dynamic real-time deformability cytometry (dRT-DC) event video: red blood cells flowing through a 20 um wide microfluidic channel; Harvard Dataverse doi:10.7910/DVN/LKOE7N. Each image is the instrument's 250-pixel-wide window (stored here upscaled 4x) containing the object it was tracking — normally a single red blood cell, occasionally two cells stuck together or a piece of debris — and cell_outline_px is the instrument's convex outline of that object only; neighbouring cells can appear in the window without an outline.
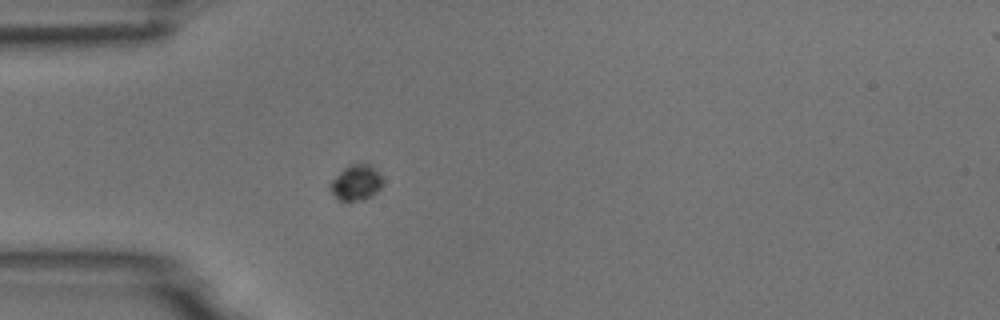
{"species": "common noctule bat (a hibernating species)", "species_latin": "Nyctalus noctula", "temperature_condition": "room temperature", "stored_images_in_passage": 6, "camera_frame_rate_fps": 3000, "um_per_image_px": 0.085, "animal": {"sex": "male", "body_mass_g": 18.8}, "frame": {"image": 1, "passage_image": 5, "time_ms": 4.667, "image_size_px": [1000, 320], "cell_outline_px": [[384, 184], [372, 196], [352, 200], [340, 200], [328, 188], [328, 184], [348, 164], [368, 164], [380, 176]], "centroid_in_image_um": [30.24, 15.51], "position_along_channel_um": 54.8, "area_um2": 10.46}}